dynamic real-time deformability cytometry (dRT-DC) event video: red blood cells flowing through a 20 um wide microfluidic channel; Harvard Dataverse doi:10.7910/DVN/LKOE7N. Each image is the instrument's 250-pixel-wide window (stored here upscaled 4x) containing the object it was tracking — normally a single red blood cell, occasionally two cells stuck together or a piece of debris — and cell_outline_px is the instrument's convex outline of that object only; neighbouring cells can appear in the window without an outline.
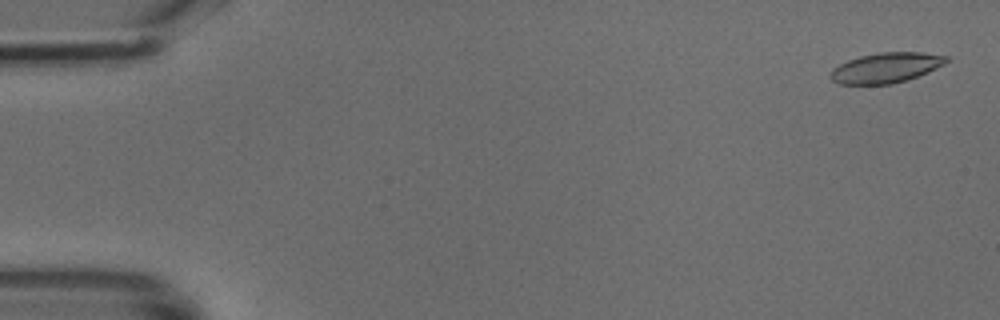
{"species": "common noctule bat (a hibernating species)", "species_latin": "Nyctalus noctula", "temperature_condition": "cold", "stored_images_in_passage": 17, "camera_frame_rate_fps": 3000, "um_per_image_px": 0.085, "animal": {"sex": "male", "body_mass_g": 18.8}, "frame": {"image": 1, "passage_image": 2, "time_ms": 0.333, "image_size_px": [1000, 320], "cell_outline_px": [[948, 60], [944, 64], [928, 72], [892, 84], [840, 84], [832, 80], [828, 76], [832, 68], [848, 60], [860, 56], [880, 52], [920, 52], [948, 56]], "centroid_in_image_um": [75.27, 5.75], "position_along_channel_um": 9.7, "area_um2": 20.23}}
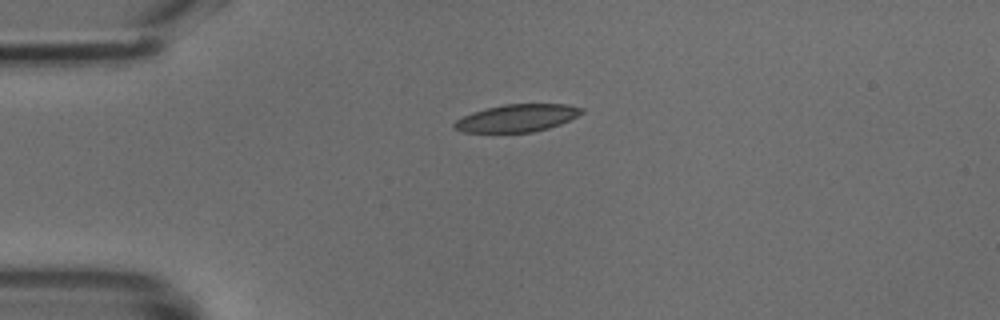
{"frame": {"image": 2, "passage_image": 12, "time_ms": 3.667, "image_size_px": [1000, 320], "cell_outline_px": [[584, 112], [560, 124], [548, 128], [532, 132], [464, 132], [452, 128], [452, 124], [456, 120], [472, 112], [504, 104], [568, 104], [584, 108]], "centroid_in_image_um": [43.94, 10.03], "position_along_channel_um": 41.1, "area_um2": 20.29}}